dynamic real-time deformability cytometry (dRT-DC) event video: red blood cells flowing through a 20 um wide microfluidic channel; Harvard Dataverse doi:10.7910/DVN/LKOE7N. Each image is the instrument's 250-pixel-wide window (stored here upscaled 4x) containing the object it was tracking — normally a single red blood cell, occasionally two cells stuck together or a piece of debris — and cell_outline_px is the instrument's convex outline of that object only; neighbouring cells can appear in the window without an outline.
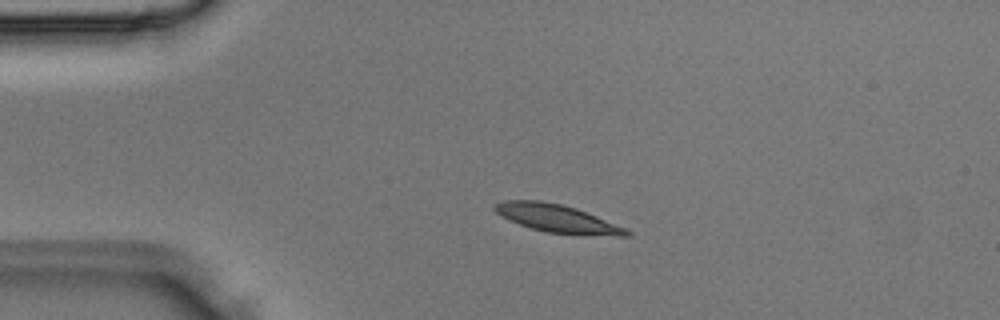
{"species": "Egyptian fruit bat (a non-hibernating species)", "species_latin": "Rousettus aegyptiacus", "temperature_condition": "room temperature", "stored_images_in_passage": 3, "camera_frame_rate_fps": 3000, "um_per_image_px": 0.085, "animal": {"sex": "male"}, "frame": {"image": 1, "passage_image": 2, "time_ms": 0.333, "image_size_px": [1000, 320], "cell_outline_px": [[632, 236], [616, 236], [548, 232], [532, 228], [520, 224], [500, 216], [492, 208], [492, 204], [504, 200], [540, 200], [560, 204], [576, 208], [628, 228], [632, 232]], "centroid_in_image_um": [47.37, 18.56], "position_along_channel_um": 37.6, "area_um2": 21.39}}